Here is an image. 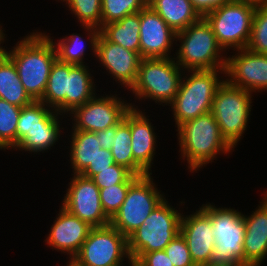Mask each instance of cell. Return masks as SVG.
Masks as SVG:
<instances>
[{
  "label": "cell",
  "mask_w": 267,
  "mask_h": 266,
  "mask_svg": "<svg viewBox=\"0 0 267 266\" xmlns=\"http://www.w3.org/2000/svg\"><path fill=\"white\" fill-rule=\"evenodd\" d=\"M49 37L36 31L18 41L13 49L6 51L4 48L23 87L34 101L42 99L51 67L57 59L53 39Z\"/></svg>",
  "instance_id": "cell-1"
},
{
  "label": "cell",
  "mask_w": 267,
  "mask_h": 266,
  "mask_svg": "<svg viewBox=\"0 0 267 266\" xmlns=\"http://www.w3.org/2000/svg\"><path fill=\"white\" fill-rule=\"evenodd\" d=\"M177 131L181 158L187 160L188 169L192 173L213 162L217 154L234 151L221 135L219 124L211 112L182 123Z\"/></svg>",
  "instance_id": "cell-2"
},
{
  "label": "cell",
  "mask_w": 267,
  "mask_h": 266,
  "mask_svg": "<svg viewBox=\"0 0 267 266\" xmlns=\"http://www.w3.org/2000/svg\"><path fill=\"white\" fill-rule=\"evenodd\" d=\"M181 43L174 59L186 71L225 69L227 57L220 52L211 25L204 17L189 25L185 30L176 33V42ZM221 55V56H220Z\"/></svg>",
  "instance_id": "cell-3"
},
{
  "label": "cell",
  "mask_w": 267,
  "mask_h": 266,
  "mask_svg": "<svg viewBox=\"0 0 267 266\" xmlns=\"http://www.w3.org/2000/svg\"><path fill=\"white\" fill-rule=\"evenodd\" d=\"M187 72L191 74L181 79L178 93L169 104L177 128L182 123L211 112L216 91L224 81L219 79L218 73L225 74V69Z\"/></svg>",
  "instance_id": "cell-4"
},
{
  "label": "cell",
  "mask_w": 267,
  "mask_h": 266,
  "mask_svg": "<svg viewBox=\"0 0 267 266\" xmlns=\"http://www.w3.org/2000/svg\"><path fill=\"white\" fill-rule=\"evenodd\" d=\"M211 218L215 237V248L212 265L245 266L243 240L245 223L243 214L238 210L217 208L214 205L203 204L201 207Z\"/></svg>",
  "instance_id": "cell-5"
},
{
  "label": "cell",
  "mask_w": 267,
  "mask_h": 266,
  "mask_svg": "<svg viewBox=\"0 0 267 266\" xmlns=\"http://www.w3.org/2000/svg\"><path fill=\"white\" fill-rule=\"evenodd\" d=\"M182 70L172 57L141 59L137 79L130 92L139 101L152 99L160 105H169L178 93L184 75Z\"/></svg>",
  "instance_id": "cell-6"
},
{
  "label": "cell",
  "mask_w": 267,
  "mask_h": 266,
  "mask_svg": "<svg viewBox=\"0 0 267 266\" xmlns=\"http://www.w3.org/2000/svg\"><path fill=\"white\" fill-rule=\"evenodd\" d=\"M257 3L253 0H233L204 16L225 52L230 48H246Z\"/></svg>",
  "instance_id": "cell-7"
},
{
  "label": "cell",
  "mask_w": 267,
  "mask_h": 266,
  "mask_svg": "<svg viewBox=\"0 0 267 266\" xmlns=\"http://www.w3.org/2000/svg\"><path fill=\"white\" fill-rule=\"evenodd\" d=\"M181 216L165 198L127 238L130 258L134 260L139 254L164 250L180 233Z\"/></svg>",
  "instance_id": "cell-8"
},
{
  "label": "cell",
  "mask_w": 267,
  "mask_h": 266,
  "mask_svg": "<svg viewBox=\"0 0 267 266\" xmlns=\"http://www.w3.org/2000/svg\"><path fill=\"white\" fill-rule=\"evenodd\" d=\"M252 93L231 85L226 79L218 87L211 113L221 135L233 147L240 141L250 118Z\"/></svg>",
  "instance_id": "cell-9"
},
{
  "label": "cell",
  "mask_w": 267,
  "mask_h": 266,
  "mask_svg": "<svg viewBox=\"0 0 267 266\" xmlns=\"http://www.w3.org/2000/svg\"><path fill=\"white\" fill-rule=\"evenodd\" d=\"M151 175L139 177L129 187L119 211L110 220V224L126 238L138 229L154 208L165 199L156 188Z\"/></svg>",
  "instance_id": "cell-10"
},
{
  "label": "cell",
  "mask_w": 267,
  "mask_h": 266,
  "mask_svg": "<svg viewBox=\"0 0 267 266\" xmlns=\"http://www.w3.org/2000/svg\"><path fill=\"white\" fill-rule=\"evenodd\" d=\"M124 258L131 259L127 238L109 224L92 227L72 261L77 266H121Z\"/></svg>",
  "instance_id": "cell-11"
},
{
  "label": "cell",
  "mask_w": 267,
  "mask_h": 266,
  "mask_svg": "<svg viewBox=\"0 0 267 266\" xmlns=\"http://www.w3.org/2000/svg\"><path fill=\"white\" fill-rule=\"evenodd\" d=\"M90 41L91 50L98 62L107 70V72L113 77V80L129 90L135 84L138 69L141 62V56L139 53L125 49L119 44L108 41L101 33L100 29L83 25Z\"/></svg>",
  "instance_id": "cell-12"
},
{
  "label": "cell",
  "mask_w": 267,
  "mask_h": 266,
  "mask_svg": "<svg viewBox=\"0 0 267 266\" xmlns=\"http://www.w3.org/2000/svg\"><path fill=\"white\" fill-rule=\"evenodd\" d=\"M114 95L104 97L95 95L85 104L76 107L69 113L75 122L72 130L96 133L119 124L131 109V103H126Z\"/></svg>",
  "instance_id": "cell-13"
},
{
  "label": "cell",
  "mask_w": 267,
  "mask_h": 266,
  "mask_svg": "<svg viewBox=\"0 0 267 266\" xmlns=\"http://www.w3.org/2000/svg\"><path fill=\"white\" fill-rule=\"evenodd\" d=\"M72 175L74 176L68 183L69 188L62 201V207L91 227L109 225L110 219L104 213L100 201L99 187L90 178L80 174Z\"/></svg>",
  "instance_id": "cell-14"
},
{
  "label": "cell",
  "mask_w": 267,
  "mask_h": 266,
  "mask_svg": "<svg viewBox=\"0 0 267 266\" xmlns=\"http://www.w3.org/2000/svg\"><path fill=\"white\" fill-rule=\"evenodd\" d=\"M236 52L238 53L227 58L226 80L251 93L267 90V54L254 53L247 48Z\"/></svg>",
  "instance_id": "cell-15"
},
{
  "label": "cell",
  "mask_w": 267,
  "mask_h": 266,
  "mask_svg": "<svg viewBox=\"0 0 267 266\" xmlns=\"http://www.w3.org/2000/svg\"><path fill=\"white\" fill-rule=\"evenodd\" d=\"M211 218L200 207L195 213L181 216L180 233L185 238L195 265H212L215 237Z\"/></svg>",
  "instance_id": "cell-16"
},
{
  "label": "cell",
  "mask_w": 267,
  "mask_h": 266,
  "mask_svg": "<svg viewBox=\"0 0 267 266\" xmlns=\"http://www.w3.org/2000/svg\"><path fill=\"white\" fill-rule=\"evenodd\" d=\"M139 35L142 59L171 57L176 32L148 5L140 11Z\"/></svg>",
  "instance_id": "cell-17"
},
{
  "label": "cell",
  "mask_w": 267,
  "mask_h": 266,
  "mask_svg": "<svg viewBox=\"0 0 267 266\" xmlns=\"http://www.w3.org/2000/svg\"><path fill=\"white\" fill-rule=\"evenodd\" d=\"M59 210L45 241L52 249L69 254V260L72 261L80 251L92 227L87 222L70 214L62 206Z\"/></svg>",
  "instance_id": "cell-18"
},
{
  "label": "cell",
  "mask_w": 267,
  "mask_h": 266,
  "mask_svg": "<svg viewBox=\"0 0 267 266\" xmlns=\"http://www.w3.org/2000/svg\"><path fill=\"white\" fill-rule=\"evenodd\" d=\"M124 120L130 125L133 159L148 174H152L150 170L156 151L157 136L150 119L138 107L131 104V109L125 114Z\"/></svg>",
  "instance_id": "cell-19"
},
{
  "label": "cell",
  "mask_w": 267,
  "mask_h": 266,
  "mask_svg": "<svg viewBox=\"0 0 267 266\" xmlns=\"http://www.w3.org/2000/svg\"><path fill=\"white\" fill-rule=\"evenodd\" d=\"M250 216H244V265L260 266L267 256V191Z\"/></svg>",
  "instance_id": "cell-20"
},
{
  "label": "cell",
  "mask_w": 267,
  "mask_h": 266,
  "mask_svg": "<svg viewBox=\"0 0 267 266\" xmlns=\"http://www.w3.org/2000/svg\"><path fill=\"white\" fill-rule=\"evenodd\" d=\"M147 5L176 33L201 18L190 0H148Z\"/></svg>",
  "instance_id": "cell-21"
},
{
  "label": "cell",
  "mask_w": 267,
  "mask_h": 266,
  "mask_svg": "<svg viewBox=\"0 0 267 266\" xmlns=\"http://www.w3.org/2000/svg\"><path fill=\"white\" fill-rule=\"evenodd\" d=\"M87 67V65L70 64V71L67 74L66 114L97 95L93 76Z\"/></svg>",
  "instance_id": "cell-22"
},
{
  "label": "cell",
  "mask_w": 267,
  "mask_h": 266,
  "mask_svg": "<svg viewBox=\"0 0 267 266\" xmlns=\"http://www.w3.org/2000/svg\"><path fill=\"white\" fill-rule=\"evenodd\" d=\"M100 33L108 41L140 54V11L103 25Z\"/></svg>",
  "instance_id": "cell-23"
},
{
  "label": "cell",
  "mask_w": 267,
  "mask_h": 266,
  "mask_svg": "<svg viewBox=\"0 0 267 266\" xmlns=\"http://www.w3.org/2000/svg\"><path fill=\"white\" fill-rule=\"evenodd\" d=\"M0 98L19 107L34 102L23 87L12 59L4 51L0 54Z\"/></svg>",
  "instance_id": "cell-24"
},
{
  "label": "cell",
  "mask_w": 267,
  "mask_h": 266,
  "mask_svg": "<svg viewBox=\"0 0 267 266\" xmlns=\"http://www.w3.org/2000/svg\"><path fill=\"white\" fill-rule=\"evenodd\" d=\"M70 162L74 174H81L94 161L102 147L100 136L95 132L72 130Z\"/></svg>",
  "instance_id": "cell-25"
},
{
  "label": "cell",
  "mask_w": 267,
  "mask_h": 266,
  "mask_svg": "<svg viewBox=\"0 0 267 266\" xmlns=\"http://www.w3.org/2000/svg\"><path fill=\"white\" fill-rule=\"evenodd\" d=\"M70 63L56 59L51 67L44 95L40 102L58 113H66L67 74Z\"/></svg>",
  "instance_id": "cell-26"
},
{
  "label": "cell",
  "mask_w": 267,
  "mask_h": 266,
  "mask_svg": "<svg viewBox=\"0 0 267 266\" xmlns=\"http://www.w3.org/2000/svg\"><path fill=\"white\" fill-rule=\"evenodd\" d=\"M61 113H56L44 126L34 127L26 136L14 147V149H18L21 151H29V152H43L51 149L54 145H56V141L58 142L60 138V129L59 125V116Z\"/></svg>",
  "instance_id": "cell-27"
},
{
  "label": "cell",
  "mask_w": 267,
  "mask_h": 266,
  "mask_svg": "<svg viewBox=\"0 0 267 266\" xmlns=\"http://www.w3.org/2000/svg\"><path fill=\"white\" fill-rule=\"evenodd\" d=\"M130 125L123 119L116 125V134L111 142L114 163L124 166L133 175L144 176L148 173L133 159Z\"/></svg>",
  "instance_id": "cell-28"
},
{
  "label": "cell",
  "mask_w": 267,
  "mask_h": 266,
  "mask_svg": "<svg viewBox=\"0 0 267 266\" xmlns=\"http://www.w3.org/2000/svg\"><path fill=\"white\" fill-rule=\"evenodd\" d=\"M56 110L50 109L40 101H34L28 106L22 107L16 130V145L34 127L44 126L55 114Z\"/></svg>",
  "instance_id": "cell-29"
},
{
  "label": "cell",
  "mask_w": 267,
  "mask_h": 266,
  "mask_svg": "<svg viewBox=\"0 0 267 266\" xmlns=\"http://www.w3.org/2000/svg\"><path fill=\"white\" fill-rule=\"evenodd\" d=\"M19 106L13 105L0 98V149H12L16 146V130L19 115Z\"/></svg>",
  "instance_id": "cell-30"
},
{
  "label": "cell",
  "mask_w": 267,
  "mask_h": 266,
  "mask_svg": "<svg viewBox=\"0 0 267 266\" xmlns=\"http://www.w3.org/2000/svg\"><path fill=\"white\" fill-rule=\"evenodd\" d=\"M246 48L254 53L267 54V1L256 5Z\"/></svg>",
  "instance_id": "cell-31"
},
{
  "label": "cell",
  "mask_w": 267,
  "mask_h": 266,
  "mask_svg": "<svg viewBox=\"0 0 267 266\" xmlns=\"http://www.w3.org/2000/svg\"><path fill=\"white\" fill-rule=\"evenodd\" d=\"M148 0H101V27L141 11Z\"/></svg>",
  "instance_id": "cell-32"
},
{
  "label": "cell",
  "mask_w": 267,
  "mask_h": 266,
  "mask_svg": "<svg viewBox=\"0 0 267 266\" xmlns=\"http://www.w3.org/2000/svg\"><path fill=\"white\" fill-rule=\"evenodd\" d=\"M65 2L71 13L78 18L81 26L101 28V0H60Z\"/></svg>",
  "instance_id": "cell-33"
},
{
  "label": "cell",
  "mask_w": 267,
  "mask_h": 266,
  "mask_svg": "<svg viewBox=\"0 0 267 266\" xmlns=\"http://www.w3.org/2000/svg\"><path fill=\"white\" fill-rule=\"evenodd\" d=\"M57 59L64 63L75 65H84L85 45L83 38L79 34H71L69 37L60 38L55 43L53 42ZM57 45V46H56Z\"/></svg>",
  "instance_id": "cell-34"
},
{
  "label": "cell",
  "mask_w": 267,
  "mask_h": 266,
  "mask_svg": "<svg viewBox=\"0 0 267 266\" xmlns=\"http://www.w3.org/2000/svg\"><path fill=\"white\" fill-rule=\"evenodd\" d=\"M138 178L139 176L133 175L124 166L114 163L94 175L91 179L101 189L116 184H133Z\"/></svg>",
  "instance_id": "cell-35"
},
{
  "label": "cell",
  "mask_w": 267,
  "mask_h": 266,
  "mask_svg": "<svg viewBox=\"0 0 267 266\" xmlns=\"http://www.w3.org/2000/svg\"><path fill=\"white\" fill-rule=\"evenodd\" d=\"M132 184H116L99 189L100 201L106 216L111 220L124 202Z\"/></svg>",
  "instance_id": "cell-36"
},
{
  "label": "cell",
  "mask_w": 267,
  "mask_h": 266,
  "mask_svg": "<svg viewBox=\"0 0 267 266\" xmlns=\"http://www.w3.org/2000/svg\"><path fill=\"white\" fill-rule=\"evenodd\" d=\"M165 253L173 266H196L191 259L185 238L178 233L175 238L165 247Z\"/></svg>",
  "instance_id": "cell-37"
},
{
  "label": "cell",
  "mask_w": 267,
  "mask_h": 266,
  "mask_svg": "<svg viewBox=\"0 0 267 266\" xmlns=\"http://www.w3.org/2000/svg\"><path fill=\"white\" fill-rule=\"evenodd\" d=\"M114 164L111 150L100 149V152L95 157L94 161L91 162L88 167L80 174L86 178H92L97 173L104 169H107L110 165Z\"/></svg>",
  "instance_id": "cell-38"
},
{
  "label": "cell",
  "mask_w": 267,
  "mask_h": 266,
  "mask_svg": "<svg viewBox=\"0 0 267 266\" xmlns=\"http://www.w3.org/2000/svg\"><path fill=\"white\" fill-rule=\"evenodd\" d=\"M134 261L137 266H173L164 250L139 254Z\"/></svg>",
  "instance_id": "cell-39"
},
{
  "label": "cell",
  "mask_w": 267,
  "mask_h": 266,
  "mask_svg": "<svg viewBox=\"0 0 267 266\" xmlns=\"http://www.w3.org/2000/svg\"><path fill=\"white\" fill-rule=\"evenodd\" d=\"M190 1L194 9L199 13V15L201 17H204L207 13L233 0H190Z\"/></svg>",
  "instance_id": "cell-40"
},
{
  "label": "cell",
  "mask_w": 267,
  "mask_h": 266,
  "mask_svg": "<svg viewBox=\"0 0 267 266\" xmlns=\"http://www.w3.org/2000/svg\"><path fill=\"white\" fill-rule=\"evenodd\" d=\"M96 134L100 136V146L103 149L111 150V142L116 134V126L107 128L106 130L97 131Z\"/></svg>",
  "instance_id": "cell-41"
},
{
  "label": "cell",
  "mask_w": 267,
  "mask_h": 266,
  "mask_svg": "<svg viewBox=\"0 0 267 266\" xmlns=\"http://www.w3.org/2000/svg\"><path fill=\"white\" fill-rule=\"evenodd\" d=\"M1 28H2V27H1V25H0V45H1L2 42L4 43V38H5V35H6V34L3 33L4 30H2ZM3 51H4L3 46H0V54H1Z\"/></svg>",
  "instance_id": "cell-42"
},
{
  "label": "cell",
  "mask_w": 267,
  "mask_h": 266,
  "mask_svg": "<svg viewBox=\"0 0 267 266\" xmlns=\"http://www.w3.org/2000/svg\"><path fill=\"white\" fill-rule=\"evenodd\" d=\"M128 263L130 266H137L136 262L133 259H129Z\"/></svg>",
  "instance_id": "cell-43"
},
{
  "label": "cell",
  "mask_w": 267,
  "mask_h": 266,
  "mask_svg": "<svg viewBox=\"0 0 267 266\" xmlns=\"http://www.w3.org/2000/svg\"><path fill=\"white\" fill-rule=\"evenodd\" d=\"M66 266H77L73 261H68Z\"/></svg>",
  "instance_id": "cell-44"
},
{
  "label": "cell",
  "mask_w": 267,
  "mask_h": 266,
  "mask_svg": "<svg viewBox=\"0 0 267 266\" xmlns=\"http://www.w3.org/2000/svg\"><path fill=\"white\" fill-rule=\"evenodd\" d=\"M253 1H256V2H264V1H267V0H253Z\"/></svg>",
  "instance_id": "cell-45"
},
{
  "label": "cell",
  "mask_w": 267,
  "mask_h": 266,
  "mask_svg": "<svg viewBox=\"0 0 267 266\" xmlns=\"http://www.w3.org/2000/svg\"><path fill=\"white\" fill-rule=\"evenodd\" d=\"M196 266H217V265H196Z\"/></svg>",
  "instance_id": "cell-46"
}]
</instances>
